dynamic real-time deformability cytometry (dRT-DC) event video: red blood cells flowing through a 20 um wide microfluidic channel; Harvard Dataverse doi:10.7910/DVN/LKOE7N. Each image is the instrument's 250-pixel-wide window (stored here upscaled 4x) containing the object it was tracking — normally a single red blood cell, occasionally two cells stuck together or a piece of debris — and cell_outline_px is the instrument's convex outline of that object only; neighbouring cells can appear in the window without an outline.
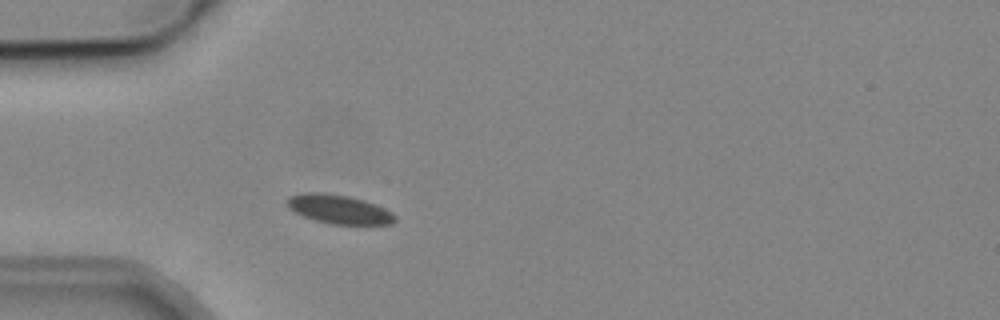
{"species": "common noctule bat (a hibernating species)", "species_latin": "Nyctalus noctula", "temperature_condition": "cold", "stored_images_in_passage": 2, "camera_frame_rate_fps": 3000, "um_per_image_px": 0.085, "animal": {"sex": "male", "body_mass_g": 19.2, "forearm_length_mm": 51.8}, "frame": {"image": 1, "passage_image": 2, "time_ms": 1.0, "image_size_px": [1000, 320], "cell_outline_px": [[396, 220], [392, 224], [332, 224], [316, 220], [304, 216], [288, 208], [288, 196], [304, 192], [324, 192], [348, 196], [364, 200], [384, 208], [392, 212], [396, 216]], "centroid_in_image_um": [28.82, 17.78], "position_along_channel_um": 56.2, "area_um2": 18.09}}